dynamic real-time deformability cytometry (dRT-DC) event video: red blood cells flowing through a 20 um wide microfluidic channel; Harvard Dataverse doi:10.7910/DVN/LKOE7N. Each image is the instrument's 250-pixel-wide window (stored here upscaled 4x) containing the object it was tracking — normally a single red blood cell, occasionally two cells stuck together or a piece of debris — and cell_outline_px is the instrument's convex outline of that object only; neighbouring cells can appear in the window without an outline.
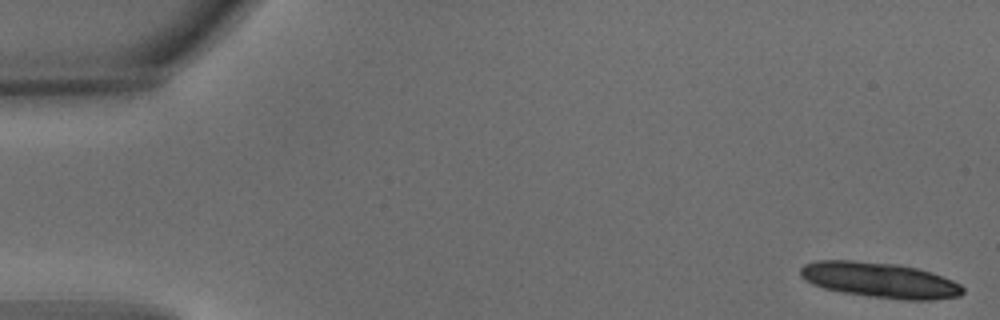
{"species": "common noctule bat (a hibernating species)", "species_latin": "Nyctalus noctula", "temperature_condition": "warm", "stored_images_in_passage": 5, "camera_frame_rate_fps": 3000, "um_per_image_px": 0.085, "animal": {"sex": "male", "body_mass_g": 15.6}, "frame": {"image": 1, "passage_image": 1, "time_ms": 0.0, "image_size_px": [1000, 320], "cell_outline_px": [[964, 292], [960, 296], [932, 300], [904, 300], [868, 296], [840, 292], [824, 288], [812, 284], [804, 280], [800, 276], [800, 268], [804, 264], [816, 260], [852, 260], [896, 264], [916, 268], [932, 272], [952, 280], [960, 284], [964, 288]], "centroid_in_image_um": [74.77, 23.81], "position_along_channel_um": 10.2, "area_um2": 33.7}}